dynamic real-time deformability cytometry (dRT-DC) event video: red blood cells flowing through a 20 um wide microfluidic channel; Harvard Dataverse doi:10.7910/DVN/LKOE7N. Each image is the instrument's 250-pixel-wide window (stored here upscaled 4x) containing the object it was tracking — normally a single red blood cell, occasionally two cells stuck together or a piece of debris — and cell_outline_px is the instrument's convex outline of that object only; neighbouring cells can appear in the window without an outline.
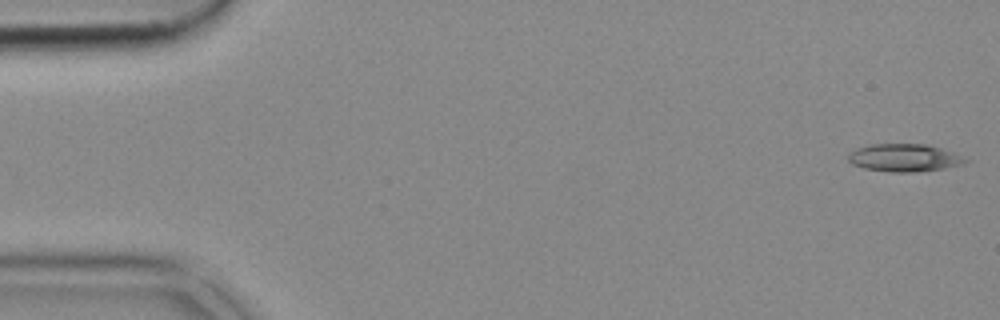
{"species": "common noctule bat (a hibernating species)", "species_latin": "Nyctalus noctula", "temperature_condition": "cold", "stored_images_in_passage": 52, "camera_frame_rate_fps": 3000, "um_per_image_px": 0.085, "animal": {"sex": "female", "body_mass_g": 18.4}, "frame": {"image": 1, "passage_image": 1, "time_ms": 0.0, "image_size_px": [1000, 320], "cell_outline_px": [[968, 160], [960, 164], [944, 168], [912, 172], [888, 172], [864, 168], [852, 164], [848, 160], [848, 156], [856, 148], [868, 144], [928, 144], [952, 152]], "centroid_in_image_um": [76.8, 13.4], "position_along_channel_um": 8.2, "area_um2": 18.67}}
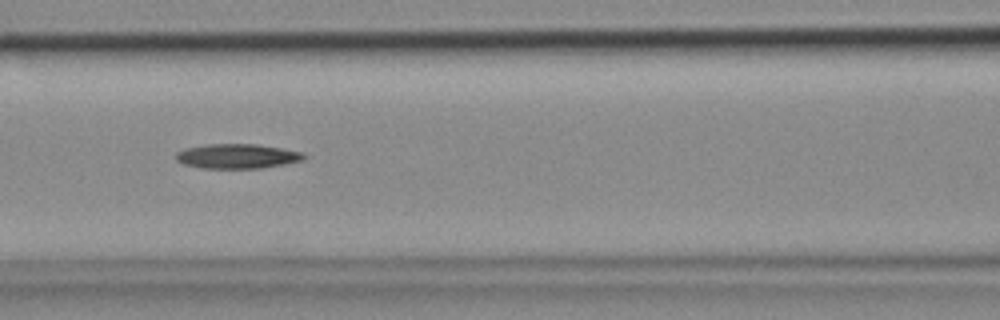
{"frame": {"image": 2, "passage_image": 22, "time_ms": 7.0, "image_size_px": [1000, 320], "cell_outline_px": [[308, 156], [304, 160], [284, 164], [260, 168], [200, 168], [184, 164], [176, 160], [176, 152], [184, 148], [204, 144], [256, 144], [304, 152]], "centroid_in_image_um": [20.16, 13.27], "position_along_channel_um": 146.4, "area_um2": 18.5}}
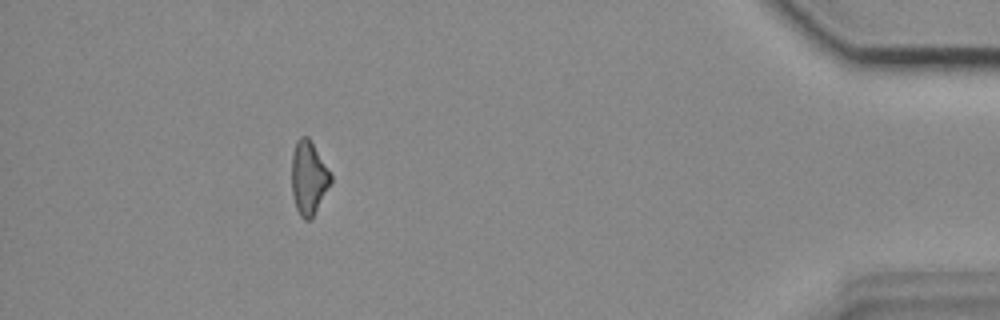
{"frame": {"image": 3, "passage_image": 47, "time_ms": 15.333, "image_size_px": [1000, 320], "cell_outline_px": [[332, 180], [312, 216], [308, 220], [304, 220], [300, 216], [296, 208], [292, 196], [292, 152], [296, 140], [300, 136], [308, 136], [332, 176]], "centroid_in_image_um": [26.2, 15.08], "position_along_channel_um": 409.0, "area_um2": 16.42}}